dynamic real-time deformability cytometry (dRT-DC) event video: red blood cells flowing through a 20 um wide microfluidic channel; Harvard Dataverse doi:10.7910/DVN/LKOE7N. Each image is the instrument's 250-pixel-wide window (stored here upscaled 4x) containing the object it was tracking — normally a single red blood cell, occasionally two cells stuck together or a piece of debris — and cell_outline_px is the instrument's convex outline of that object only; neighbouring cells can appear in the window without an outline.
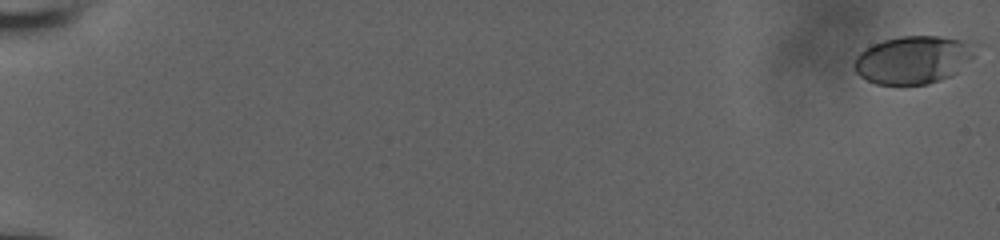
{"species": "human", "species_latin": "Homo sapiens", "temperature_condition": "room temperature", "stored_images_in_passage": 11, "camera_frame_rate_fps": 3000, "um_per_image_px": 0.085, "donor": {"sex": "male"}, "frame": {"image": 1, "passage_image": 1, "time_ms": 0.0, "image_size_px": [1000, 240], "cell_outline_px": [[976, 48], [972, 56], [952, 76], [928, 84], [876, 84], [860, 76], [852, 68], [852, 64], [856, 56], [864, 48], [872, 44], [884, 40], [900, 36], [940, 36], [960, 40]], "centroid_in_image_um": [77.53, 5.08], "position_along_channel_um": 7.5, "area_um2": 33.47}}
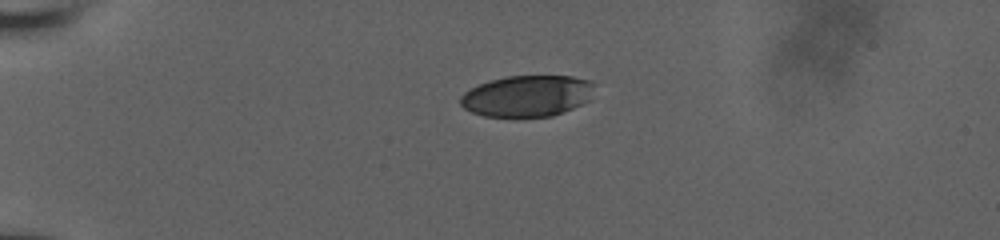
{"frame": {"image": 2, "passage_image": 8, "time_ms": 5.333, "image_size_px": [1000, 240], "cell_outline_px": [[596, 84], [592, 100], [552, 116], [484, 116], [472, 112], [464, 108], [460, 104], [460, 96], [468, 88], [488, 80], [508, 76], [572, 76], [592, 80]], "centroid_in_image_um": [44.85, 8.13], "position_along_channel_um": 40.2, "area_um2": 32.66}}
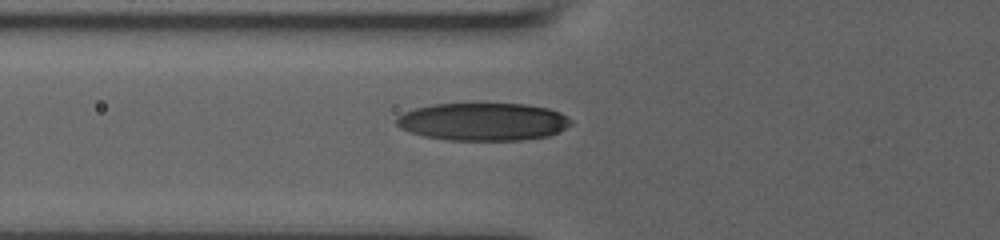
{"frame": {"image": 3, "passage_image": 11, "time_ms": 8.0, "image_size_px": [1000, 240], "cell_outline_px": [[572, 124], [560, 132], [548, 136], [524, 140], [448, 140], [424, 136], [400, 128], [396, 124], [396, 116], [404, 112], [416, 108], [432, 104], [528, 104], [548, 108], [560, 112], [568, 116], [572, 120]], "centroid_in_image_um": [41.1, 10.34], "position_along_channel_um": 84.7, "area_um2": 38.61}}